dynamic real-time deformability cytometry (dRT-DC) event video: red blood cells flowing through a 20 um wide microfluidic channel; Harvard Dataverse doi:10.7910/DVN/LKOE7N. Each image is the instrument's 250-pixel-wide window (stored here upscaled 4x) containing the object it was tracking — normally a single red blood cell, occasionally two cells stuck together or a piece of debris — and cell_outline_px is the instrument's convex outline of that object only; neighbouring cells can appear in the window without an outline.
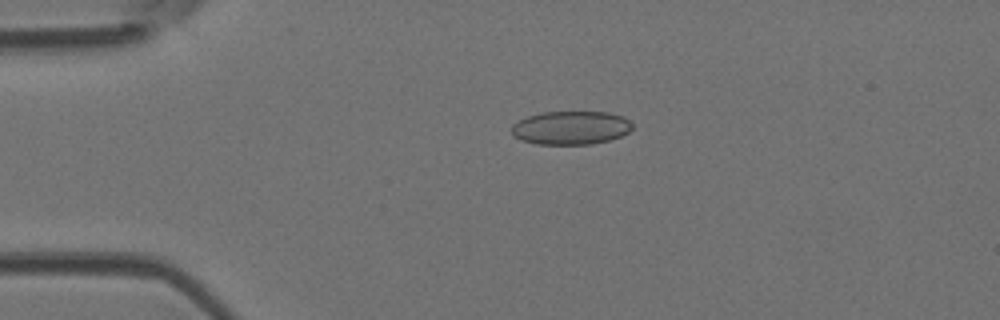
{"species": "Egyptian fruit bat (a non-hibernating species)", "species_latin": "Rousettus aegyptiacus", "temperature_condition": "room temperature", "stored_images_in_passage": 4, "camera_frame_rate_fps": 3000, "um_per_image_px": 0.085, "animal": {"sex": "female"}, "frame": {"image": 1, "passage_image": 3, "time_ms": 0.667, "image_size_px": [1000, 320], "cell_outline_px": [[632, 128], [628, 132], [620, 136], [608, 140], [592, 144], [536, 144], [520, 140], [512, 136], [512, 124], [528, 116], [544, 112], [608, 112], [624, 116], [632, 124]], "centroid_in_image_um": [48.51, 10.86], "position_along_channel_um": 36.5, "area_um2": 23.58}}